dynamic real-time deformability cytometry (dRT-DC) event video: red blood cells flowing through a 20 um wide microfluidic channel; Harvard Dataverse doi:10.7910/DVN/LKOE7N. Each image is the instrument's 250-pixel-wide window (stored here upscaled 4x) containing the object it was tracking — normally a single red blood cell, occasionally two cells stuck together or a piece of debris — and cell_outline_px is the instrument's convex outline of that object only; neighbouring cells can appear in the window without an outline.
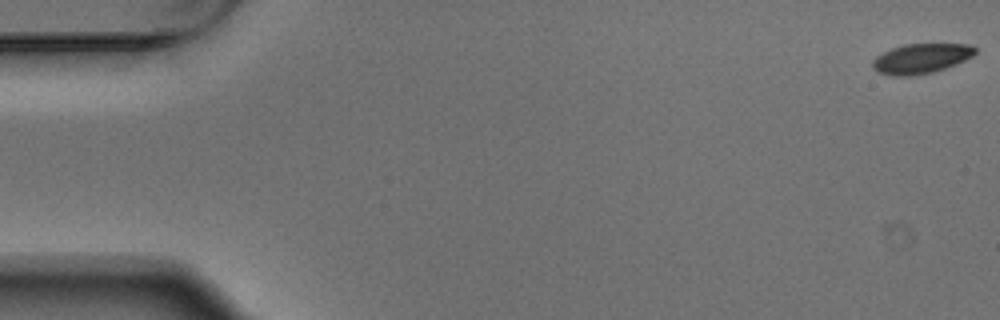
{"species": "Egyptian fruit bat (a non-hibernating species)", "species_latin": "Rousettus aegyptiacus", "temperature_condition": "warm", "stored_images_in_passage": 6, "camera_frame_rate_fps": 3000, "um_per_image_px": 0.085, "animal": {"sex": "male"}, "frame": {"image": 1, "passage_image": 1, "time_ms": 0.0, "image_size_px": [1000, 320], "cell_outline_px": [[976, 52], [972, 56], [956, 64], [932, 72], [912, 76], [892, 76], [876, 72], [872, 68], [872, 60], [876, 56], [892, 48], [904, 44], [968, 44], [976, 48]], "centroid_in_image_um": [78.25, 4.98], "position_along_channel_um": 6.8, "area_um2": 17.86}}